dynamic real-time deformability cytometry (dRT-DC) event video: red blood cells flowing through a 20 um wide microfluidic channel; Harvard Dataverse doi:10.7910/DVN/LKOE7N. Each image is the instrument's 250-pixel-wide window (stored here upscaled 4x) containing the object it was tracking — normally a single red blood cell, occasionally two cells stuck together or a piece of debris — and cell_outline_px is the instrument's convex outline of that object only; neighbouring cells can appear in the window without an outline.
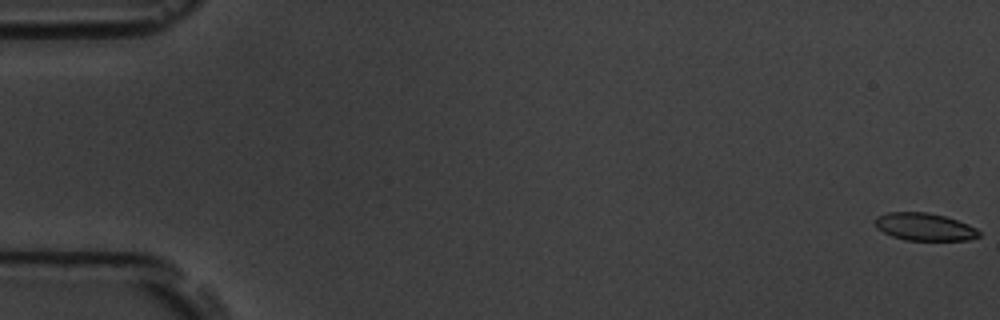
{"species": "common noctule bat (a hibernating species)", "species_latin": "Nyctalus noctula", "temperature_condition": "room temperature", "stored_images_in_passage": 7, "camera_frame_rate_fps": 3000, "um_per_image_px": 0.085, "animal": {"sex": "male", "body_mass_g": 19.5, "forearm_length_mm": 54.6}, "frame": {"image": 1, "passage_image": 1, "time_ms": 0.0, "image_size_px": [1000, 320], "cell_outline_px": [[980, 236], [968, 240], [904, 240], [892, 236], [876, 228], [876, 216], [888, 212], [928, 212], [944, 216], [968, 224], [976, 228], [980, 232]], "centroid_in_image_um": [78.58, 19.28], "position_along_channel_um": 6.4, "area_um2": 16.65}}
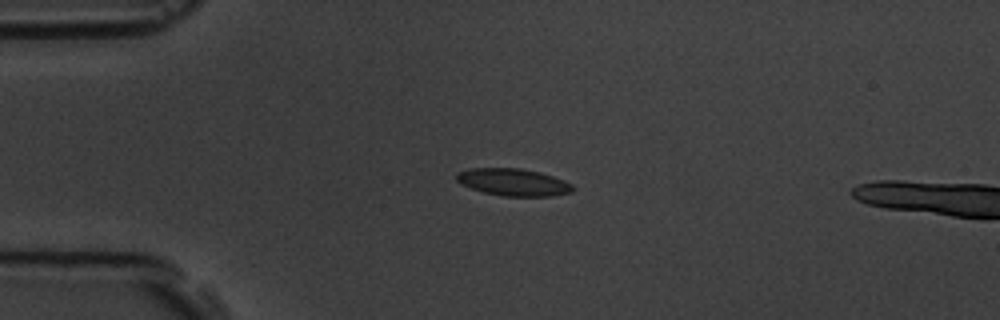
{"frame": {"image": 2, "passage_image": 5, "time_ms": 4.667, "image_size_px": [1000, 320], "cell_outline_px": [[576, 188], [572, 192], [552, 196], [504, 196], [484, 192], [460, 184], [456, 180], [456, 172], [468, 168], [520, 168], [540, 172], [564, 180], [572, 184]], "centroid_in_image_um": [43.63, 15.48], "position_along_channel_um": 41.4, "area_um2": 18.55}}
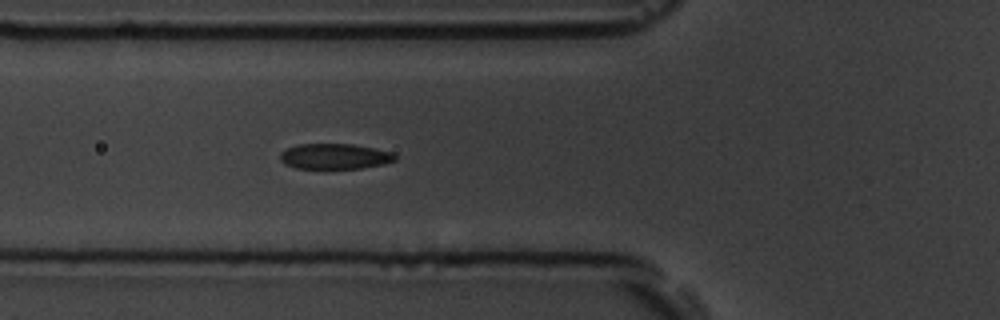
{"frame": {"image": 3, "passage_image": 7, "time_ms": 7.0, "image_size_px": [1000, 320], "cell_outline_px": [[396, 160], [384, 164], [360, 168], [296, 168], [284, 164], [280, 160], [280, 152], [296, 144], [352, 144], [376, 148], [392, 152], [396, 156]], "centroid_in_image_um": [28.45, 13.28], "position_along_channel_um": 97.4, "area_um2": 17.11}}